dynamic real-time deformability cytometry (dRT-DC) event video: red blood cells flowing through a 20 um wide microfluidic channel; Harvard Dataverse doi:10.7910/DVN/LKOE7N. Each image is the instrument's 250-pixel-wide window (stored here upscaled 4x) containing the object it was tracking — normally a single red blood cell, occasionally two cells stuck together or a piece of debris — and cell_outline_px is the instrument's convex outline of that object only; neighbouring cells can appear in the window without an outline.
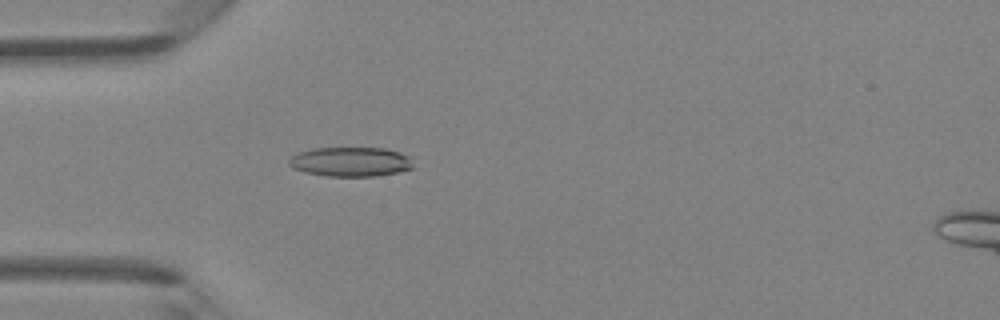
{"species": "Egyptian fruit bat (a non-hibernating species)", "species_latin": "Rousettus aegyptiacus", "temperature_condition": "room temperature", "stored_images_in_passage": 41, "camera_frame_rate_fps": 3000, "um_per_image_px": 0.085, "animal": {"sex": "female"}, "frame": {"image": 1, "passage_image": 8, "time_ms": 2.333, "image_size_px": [1000, 320], "cell_outline_px": [[412, 168], [396, 172], [376, 176], [328, 176], [304, 172], [292, 168], [288, 164], [288, 160], [296, 152], [312, 148], [384, 148], [400, 152], [408, 156], [412, 164]], "centroid_in_image_um": [29.74, 13.74], "position_along_channel_um": 55.3, "area_um2": 21.33}}
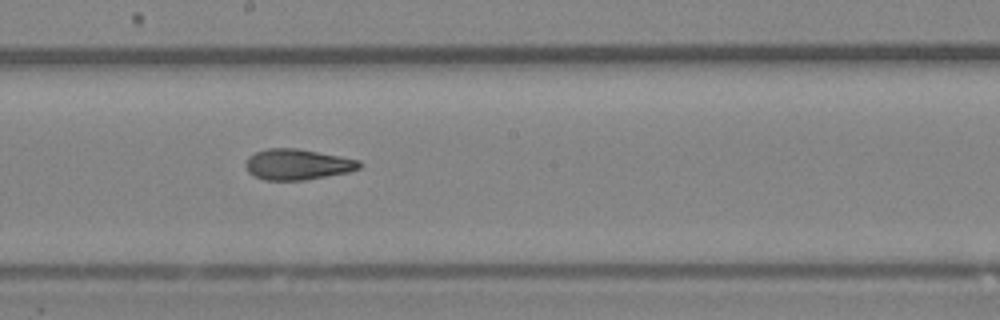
{"frame": {"image": 2, "passage_image": 20, "time_ms": 6.333, "image_size_px": [1000, 320], "cell_outline_px": [[364, 164], [360, 168], [348, 172], [304, 180], [264, 180], [252, 176], [248, 172], [244, 164], [248, 156], [256, 152], [268, 148], [296, 148], [340, 156], [360, 160]], "centroid_in_image_um": [25.27, 13.98], "position_along_channel_um": 222.9, "area_um2": 20.52}}
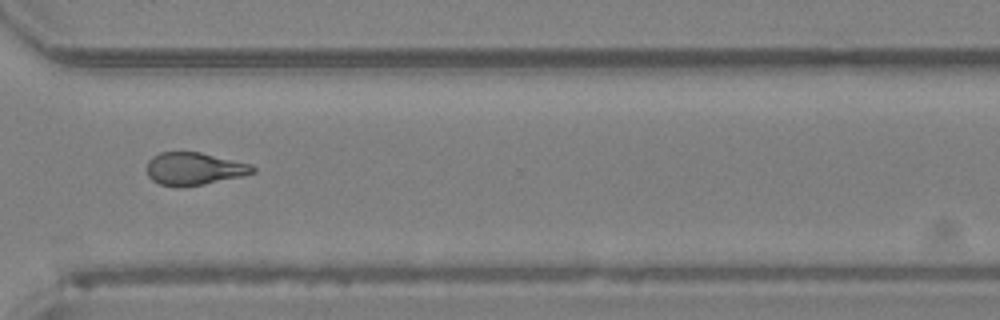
{"frame": {"image": 3, "passage_image": 29, "time_ms": 9.333, "image_size_px": [1000, 320], "cell_outline_px": [[256, 172], [244, 176], [204, 184], [180, 188], [160, 184], [152, 180], [148, 176], [148, 160], [152, 156], [160, 152], [200, 152], [252, 164], [256, 168]], "centroid_in_image_um": [16.53, 14.35], "position_along_channel_um": 354.1, "area_um2": 20.35}, "authors_computed_cell_mechanics": {"area_um2": 20.6924, "velocity_mm_per_s": 4.3682, "shape_relaxation_time_tau1_ms": 8.8223, "shape_relaxation_time_tau2_ms": 2.8285, "deformation_change_tau1": 0.2229, "deformation_change_tau2": 0.1017}}